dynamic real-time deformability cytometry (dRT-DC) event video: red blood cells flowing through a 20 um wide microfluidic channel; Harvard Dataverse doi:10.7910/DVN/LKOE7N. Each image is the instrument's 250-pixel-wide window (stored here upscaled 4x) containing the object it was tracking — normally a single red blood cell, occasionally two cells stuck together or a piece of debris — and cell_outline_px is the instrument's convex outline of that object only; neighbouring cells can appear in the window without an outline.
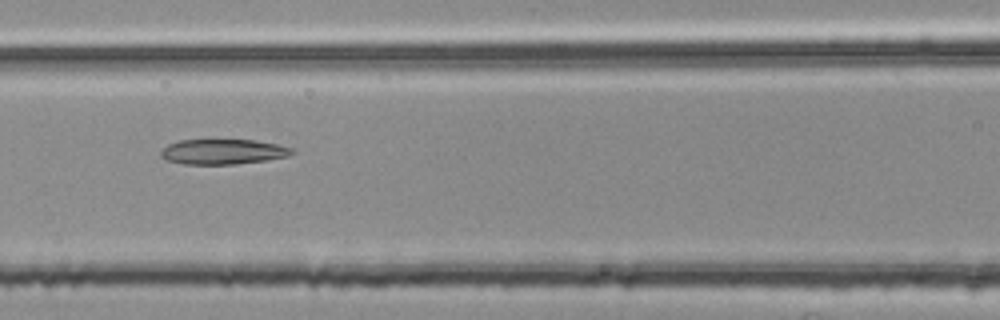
{"species": "common noctule bat (a hibernating species)", "species_latin": "Nyctalus noctula", "temperature_condition": "room temperature", "stored_images_in_passage": 34, "camera_frame_rate_fps": 3000, "um_per_image_px": 0.085, "animal": {"sex": "female", "body_mass_g": 25.1}, "frame": {"image": 1, "passage_image": 10, "time_ms": 3.0, "image_size_px": [1000, 320], "cell_outline_px": [[296, 152], [288, 156], [268, 160], [236, 164], [184, 164], [168, 160], [160, 156], [160, 152], [168, 144], [180, 140], [256, 140], [276, 144], [292, 148]], "centroid_in_image_um": [18.98, 12.9], "position_along_channel_um": 147.6, "area_um2": 19.19}}
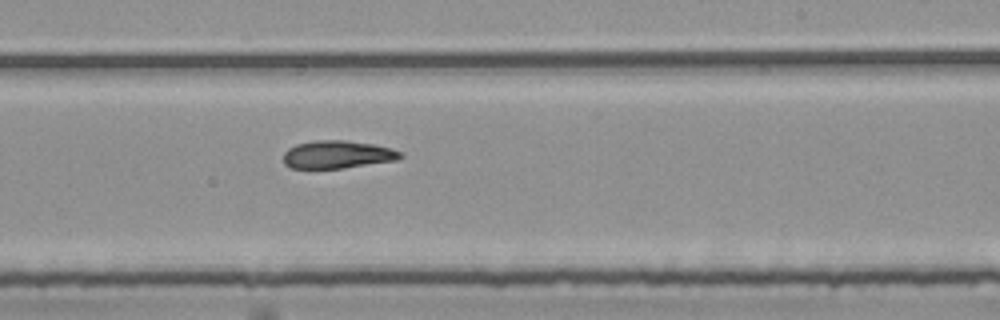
{"frame": {"image": 2, "passage_image": 19, "time_ms": 6.0, "image_size_px": [1000, 320], "cell_outline_px": [[404, 156], [396, 160], [344, 168], [292, 168], [284, 164], [284, 152], [288, 148], [296, 144], [316, 140], [344, 140], [372, 144], [392, 148], [400, 152]], "centroid_in_image_um": [28.67, 13.13], "position_along_channel_um": 260.3, "area_um2": 18.9}}
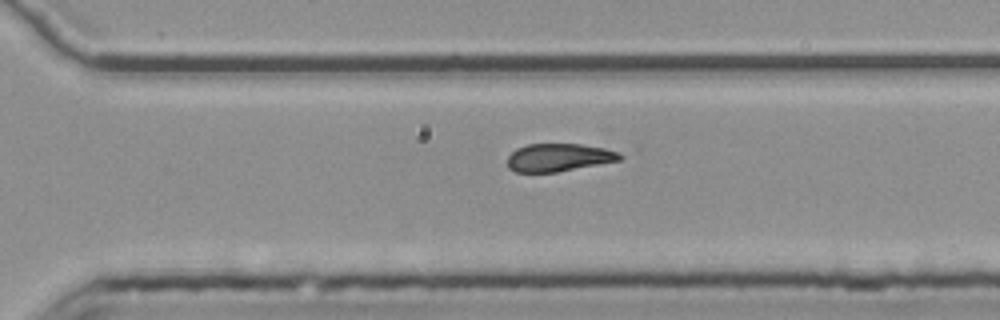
{"frame": {"image": 3, "passage_image": 24, "time_ms": 7.667, "image_size_px": [1000, 320], "cell_outline_px": [[624, 156], [620, 160], [556, 172], [516, 172], [508, 168], [508, 156], [516, 148], [528, 144], [580, 144], [604, 148], [616, 152]], "centroid_in_image_um": [47.46, 13.38], "position_along_channel_um": 323.1, "area_um2": 18.09}, "authors_computed_cell_mechanics": {"area_um2": 19.1318, "velocity_mm_per_s": 3.7793, "shape_relaxation_time_tau1_ms": null, "shape_relaxation_time_tau2_ms": 6.4288, "deformation_change_tau1": null, "deformation_change_tau2": 0.1514}}